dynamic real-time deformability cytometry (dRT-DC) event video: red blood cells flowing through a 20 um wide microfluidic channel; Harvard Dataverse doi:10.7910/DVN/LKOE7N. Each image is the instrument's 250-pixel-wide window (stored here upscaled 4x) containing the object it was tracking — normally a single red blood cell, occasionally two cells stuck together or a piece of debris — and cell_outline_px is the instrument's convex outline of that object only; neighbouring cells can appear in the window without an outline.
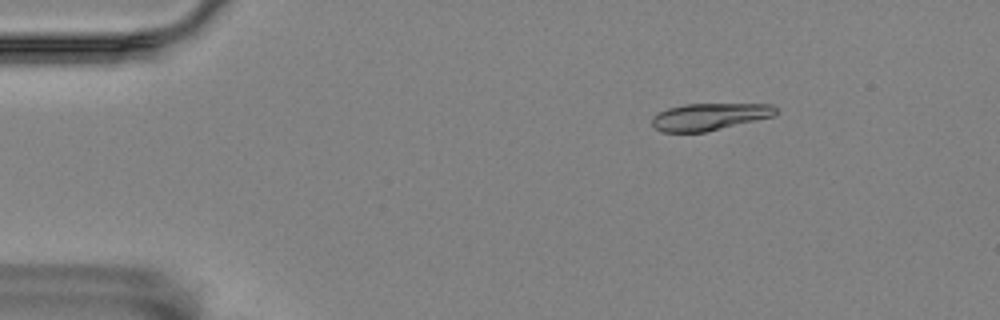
{"species": "Egyptian fruit bat (a non-hibernating species)", "species_latin": "Rousettus aegyptiacus", "temperature_condition": "room temperature", "stored_images_in_passage": 54, "camera_frame_rate_fps": 3000, "um_per_image_px": 0.085, "animal": {"sex": "female"}, "frame": {"image": 1, "passage_image": 6, "time_ms": 1.667, "image_size_px": [1000, 320], "cell_outline_px": [[776, 112], [772, 116], [704, 132], [664, 132], [656, 128], [652, 124], [652, 116], [668, 108], [684, 104], [772, 104], [776, 108]], "centroid_in_image_um": [60.26, 9.91], "position_along_channel_um": 24.7, "area_um2": 19.13}}
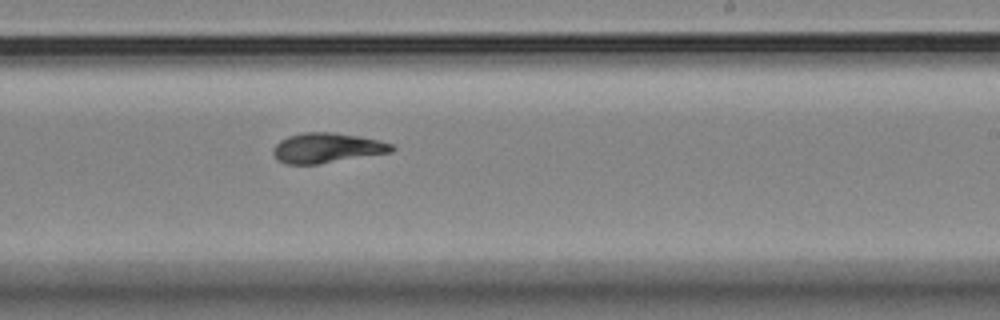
{"frame": {"image": 2, "passage_image": 32, "time_ms": 10.333, "image_size_px": [1000, 320], "cell_outline_px": [[396, 148], [392, 152], [320, 164], [284, 164], [276, 160], [272, 152], [272, 148], [280, 140], [288, 136], [304, 132], [332, 132], [380, 140], [392, 144]], "centroid_in_image_um": [27.76, 12.58], "position_along_channel_um": 261.2, "area_um2": 20.87}}
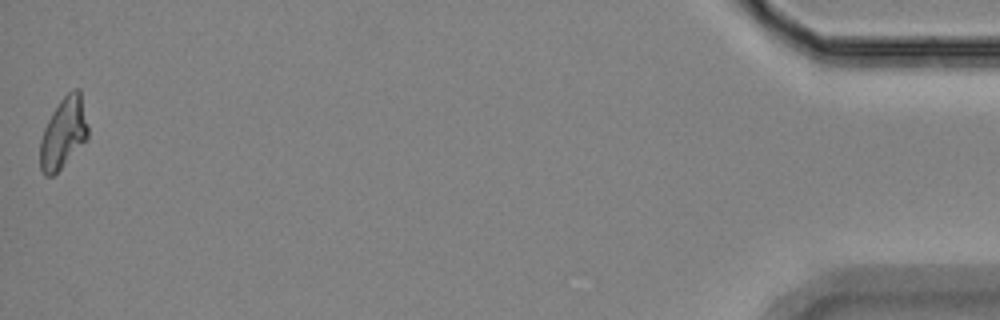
{"frame": {"image": 3, "passage_image": 54, "time_ms": 17.667, "image_size_px": [1000, 320], "cell_outline_px": [[88, 140], [52, 176], [44, 176], [40, 168], [40, 140], [44, 128], [52, 112], [60, 100], [72, 88], [80, 88], [88, 124]], "centroid_in_image_um": [5.41, 11.28], "position_along_channel_um": 429.8, "area_um2": 19.94}, "authors_computed_cell_mechanics": {"area_um2": 20.2878, "velocity_mm_per_s": 3.5282, "shape_relaxation_time_tau1_ms": 4.2188, "shape_relaxation_time_tau2_ms": 2.5568, "deformation_change_tau1": 0.1585, "deformation_change_tau2": 0.0812}}